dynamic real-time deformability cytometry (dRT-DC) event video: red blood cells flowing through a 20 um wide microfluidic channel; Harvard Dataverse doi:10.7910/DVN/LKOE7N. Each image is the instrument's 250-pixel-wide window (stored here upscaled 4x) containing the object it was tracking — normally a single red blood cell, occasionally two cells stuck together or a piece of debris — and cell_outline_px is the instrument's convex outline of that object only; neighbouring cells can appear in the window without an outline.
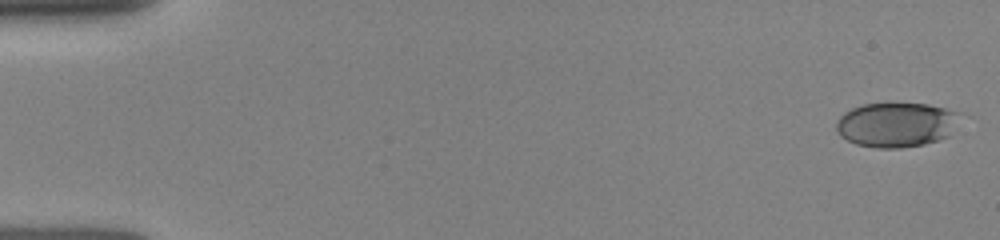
{"species": "human", "species_latin": "Homo sapiens", "temperature_condition": "room temperature", "stored_images_in_passage": 14, "camera_frame_rate_fps": 3000, "um_per_image_px": 0.085, "donor": {"sex": "female"}, "frame": {"image": 1, "passage_image": 1, "time_ms": 0.0, "image_size_px": [1000, 240], "cell_outline_px": [[960, 112], [948, 136], [924, 144], [900, 148], [876, 148], [856, 144], [840, 136], [836, 128], [836, 124], [840, 116], [844, 112], [852, 108], [864, 104], [928, 104]], "centroid_in_image_um": [76.13, 10.6], "position_along_channel_um": 8.9, "area_um2": 31.73}}
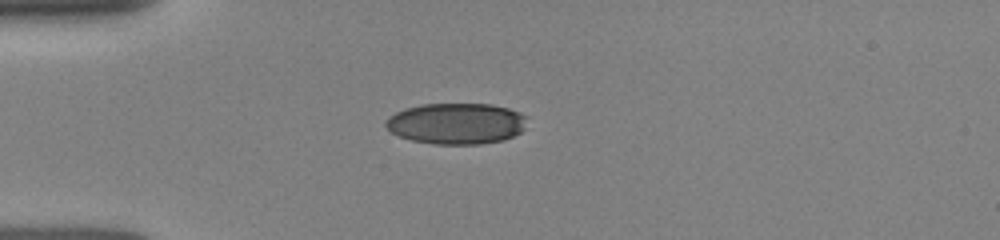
{"frame": {"image": 2, "passage_image": 11, "time_ms": 4.0, "image_size_px": [1000, 240], "cell_outline_px": [[528, 116], [524, 128], [520, 132], [504, 140], [480, 144], [436, 144], [412, 140], [400, 136], [392, 132], [384, 124], [388, 116], [404, 108], [420, 104], [492, 104], [508, 108], [520, 112]], "centroid_in_image_um": [38.8, 10.49], "position_along_channel_um": 46.2, "area_um2": 33.99}}
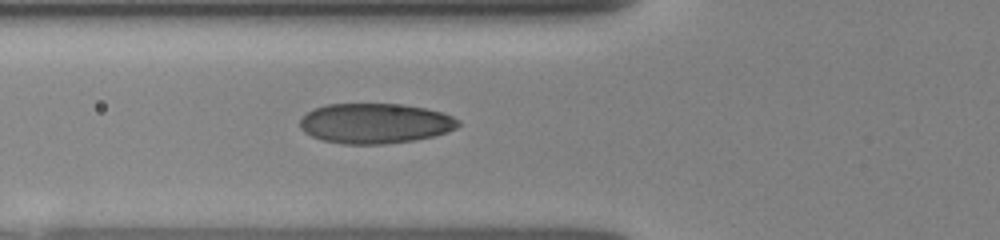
{"frame": {"image": 3, "passage_image": 14, "time_ms": 5.667, "image_size_px": [1000, 240], "cell_outline_px": [[460, 124], [456, 128], [448, 132], [416, 140], [384, 144], [344, 144], [324, 140], [312, 136], [304, 132], [300, 128], [300, 120], [312, 108], [328, 104], [404, 104], [424, 108], [440, 112], [452, 116], [460, 120]], "centroid_in_image_um": [31.89, 10.48], "position_along_channel_um": 93.9, "area_um2": 37.05}}